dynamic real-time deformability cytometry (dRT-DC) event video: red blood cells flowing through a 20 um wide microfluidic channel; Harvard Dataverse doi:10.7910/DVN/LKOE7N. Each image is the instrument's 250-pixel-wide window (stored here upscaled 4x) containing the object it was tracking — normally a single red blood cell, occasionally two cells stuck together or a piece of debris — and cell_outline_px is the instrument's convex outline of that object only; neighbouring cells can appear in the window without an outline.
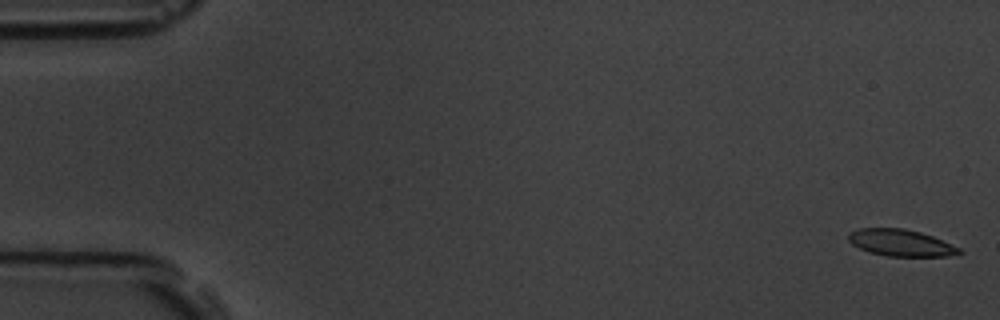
{"species": "common noctule bat (a hibernating species)", "species_latin": "Nyctalus noctula", "temperature_condition": "room temperature", "stored_images_in_passage": 9, "camera_frame_rate_fps": 3000, "um_per_image_px": 0.085, "animal": {"sex": "male", "body_mass_g": 19.5, "forearm_length_mm": 54.6}, "frame": {"image": 1, "passage_image": 1, "time_ms": 0.0, "image_size_px": [1000, 320], "cell_outline_px": [[964, 252], [948, 256], [888, 256], [868, 252], [852, 244], [848, 240], [848, 232], [860, 228], [904, 228], [920, 232], [932, 236], [960, 248]], "centroid_in_image_um": [76.54, 20.63], "position_along_channel_um": 8.5, "area_um2": 17.22}}
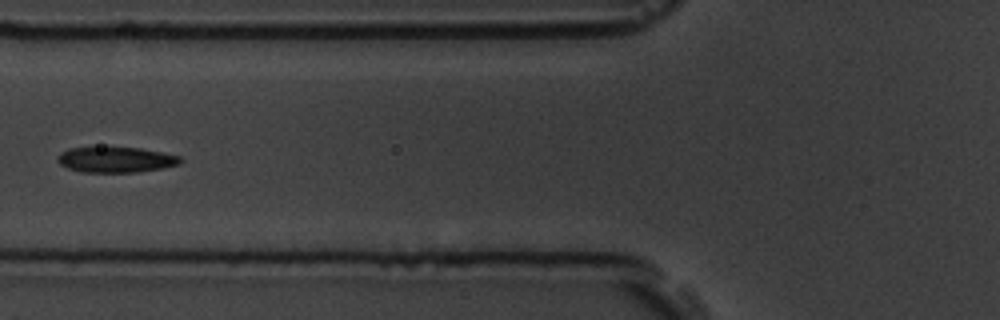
{"frame": {"image": 2, "passage_image": 7, "time_ms": 7.0, "image_size_px": [1000, 320], "cell_outline_px": [[184, 160], [180, 164], [160, 168], [136, 172], [80, 172], [68, 168], [60, 164], [56, 160], [60, 152], [68, 148], [140, 148], [180, 156]], "centroid_in_image_um": [9.83, 13.58], "position_along_channel_um": 116.0, "area_um2": 18.09}}
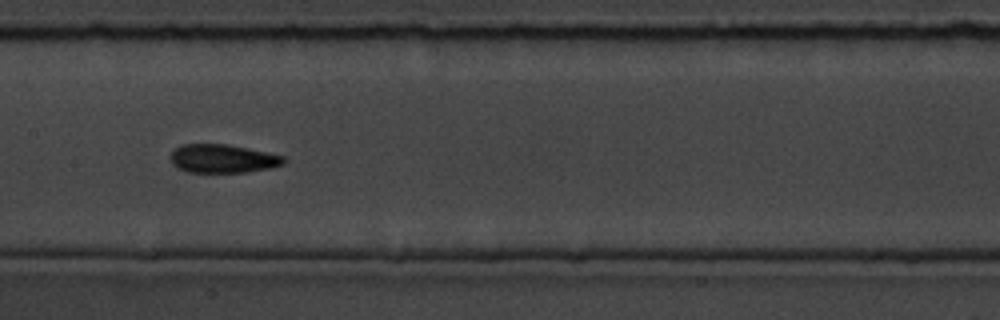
{"frame": {"image": 3, "passage_image": 9, "time_ms": 9.0, "image_size_px": [1000, 320], "cell_outline_px": [[288, 160], [284, 164], [272, 168], [248, 172], [188, 172], [176, 168], [172, 164], [172, 152], [176, 148], [184, 144], [228, 144], [248, 148], [284, 156]], "centroid_in_image_um": [18.98, 13.49], "position_along_channel_um": 188.4, "area_um2": 18.9}}